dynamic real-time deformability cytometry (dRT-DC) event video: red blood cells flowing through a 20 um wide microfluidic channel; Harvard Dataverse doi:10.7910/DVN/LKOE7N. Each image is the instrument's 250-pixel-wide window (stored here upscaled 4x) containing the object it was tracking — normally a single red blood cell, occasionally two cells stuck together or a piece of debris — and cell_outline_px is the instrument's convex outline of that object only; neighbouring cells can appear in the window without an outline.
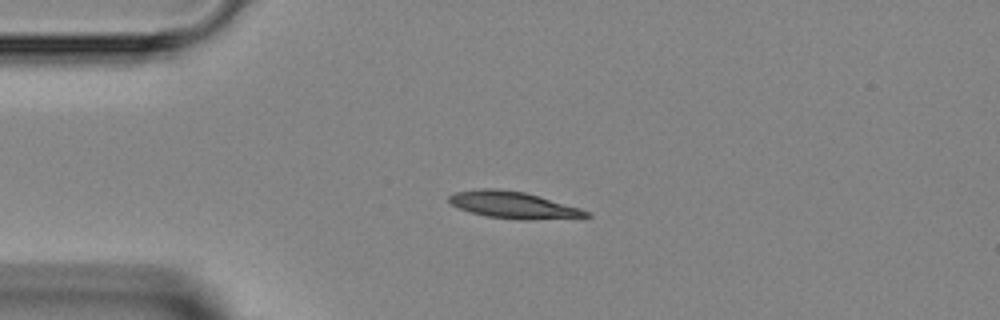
{"species": "Egyptian fruit bat (a non-hibernating species)", "species_latin": "Rousettus aegyptiacus", "temperature_condition": "room temperature", "stored_images_in_passage": 37, "camera_frame_rate_fps": 3000, "um_per_image_px": 0.085, "animal": {"sex": "female"}, "frame": {"image": 1, "passage_image": 1, "time_ms": 0.0, "image_size_px": [1000, 320], "cell_outline_px": [[592, 216], [532, 220], [516, 220], [484, 216], [460, 208], [452, 204], [448, 200], [448, 196], [456, 192], [480, 188], [496, 188], [524, 192], [540, 196], [580, 208], [588, 212]], "centroid_in_image_um": [43.62, 17.42], "position_along_channel_um": 41.4, "area_um2": 21.39}}
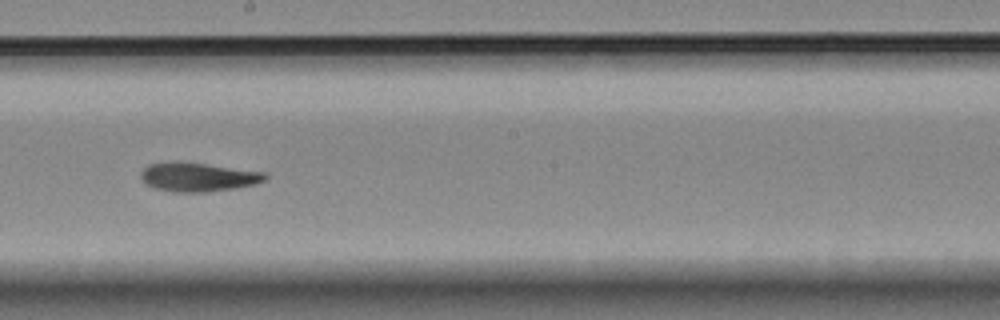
{"frame": {"image": 2, "passage_image": 16, "time_ms": 5.0, "image_size_px": [1000, 320], "cell_outline_px": [[268, 176], [264, 180], [256, 184], [236, 188], [208, 192], [172, 192], [152, 188], [140, 176], [140, 172], [148, 164], [204, 164], [264, 172]], "centroid_in_image_um": [16.87, 15.09], "position_along_channel_um": 231.3, "area_um2": 20.23}}
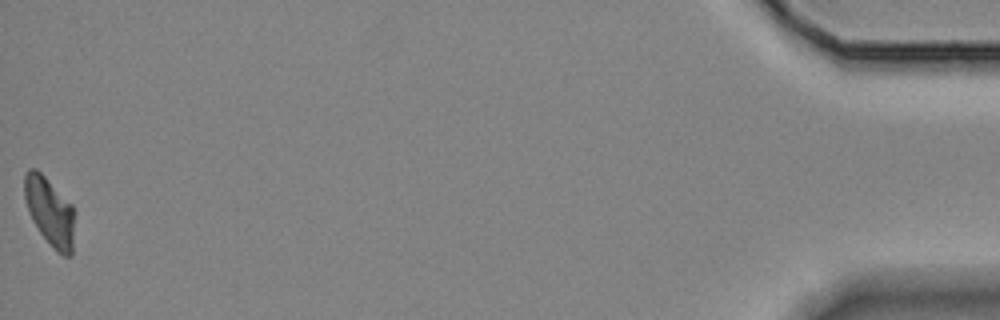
{"frame": {"image": 3, "passage_image": 37, "time_ms": 12.0, "image_size_px": [1000, 320], "cell_outline_px": [[76, 212], [72, 256], [64, 256], [40, 232], [32, 220], [28, 212], [24, 196], [24, 176], [28, 168], [36, 168], [72, 204]], "centroid_in_image_um": [4.25, 17.95], "position_along_channel_um": 430.9, "area_um2": 20.0}}